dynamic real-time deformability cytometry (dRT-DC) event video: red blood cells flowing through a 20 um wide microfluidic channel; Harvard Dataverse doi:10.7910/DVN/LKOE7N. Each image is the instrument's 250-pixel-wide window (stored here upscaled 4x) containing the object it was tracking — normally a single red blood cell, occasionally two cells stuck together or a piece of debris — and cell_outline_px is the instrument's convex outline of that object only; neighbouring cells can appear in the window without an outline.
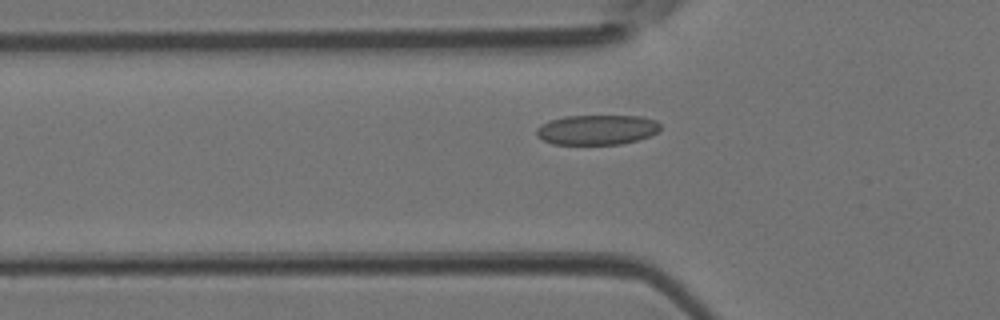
{"species": "Egyptian fruit bat (a non-hibernating species)", "species_latin": "Rousettus aegyptiacus", "temperature_condition": "room temperature", "stored_images_in_passage": 37, "camera_frame_rate_fps": 3000, "um_per_image_px": 0.085, "animal": {"sex": "female"}, "frame": {"image": 1, "passage_image": 12, "time_ms": 3.667, "image_size_px": [1000, 320], "cell_outline_px": [[660, 132], [636, 140], [620, 144], [552, 144], [536, 136], [536, 128], [540, 124], [548, 120], [564, 116], [640, 116], [656, 120], [660, 124]], "centroid_in_image_um": [50.71, 11.02], "position_along_channel_um": 75.1, "area_um2": 21.73}}
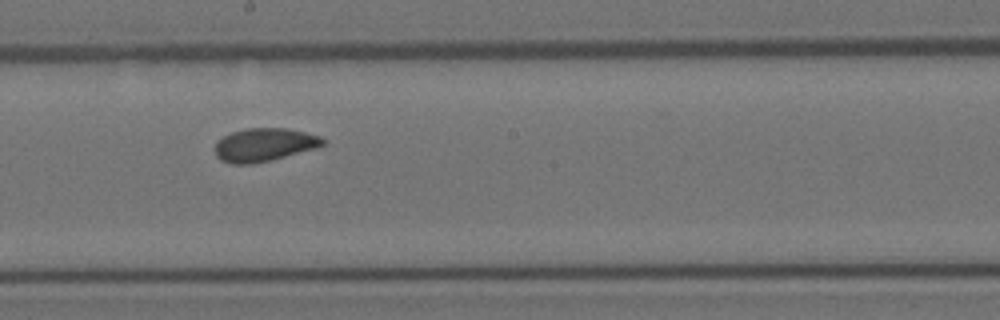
{"frame": {"image": 2, "passage_image": 22, "time_ms": 7.0, "image_size_px": [1000, 320], "cell_outline_px": [[324, 144], [316, 148], [252, 164], [232, 164], [220, 160], [216, 156], [216, 144], [224, 136], [232, 132], [248, 128], [288, 128], [320, 136], [324, 140]], "centroid_in_image_um": [22.45, 12.3], "position_along_channel_um": 225.7, "area_um2": 20.52}}
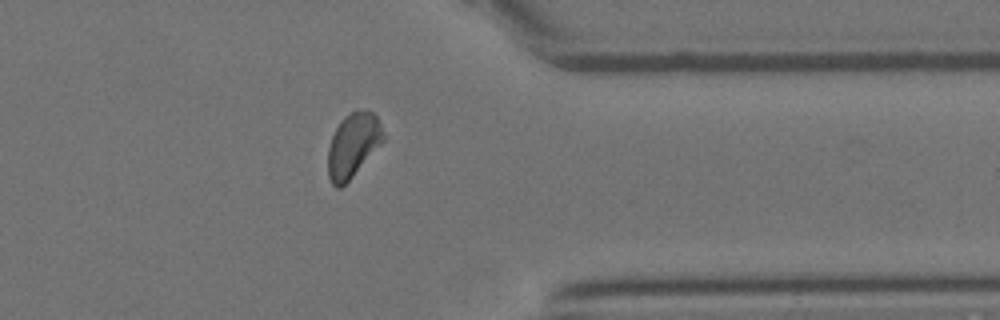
{"frame": {"image": 3, "passage_image": 33, "time_ms": 10.667, "image_size_px": [1000, 320], "cell_outline_px": [[384, 140], [352, 176], [340, 188], [336, 188], [332, 184], [328, 176], [328, 148], [332, 136], [340, 120], [344, 116], [352, 112], [364, 108], [372, 112], [376, 116], [380, 124], [384, 136]], "centroid_in_image_um": [29.98, 12.32], "position_along_channel_um": 381.4, "area_um2": 20.4}}